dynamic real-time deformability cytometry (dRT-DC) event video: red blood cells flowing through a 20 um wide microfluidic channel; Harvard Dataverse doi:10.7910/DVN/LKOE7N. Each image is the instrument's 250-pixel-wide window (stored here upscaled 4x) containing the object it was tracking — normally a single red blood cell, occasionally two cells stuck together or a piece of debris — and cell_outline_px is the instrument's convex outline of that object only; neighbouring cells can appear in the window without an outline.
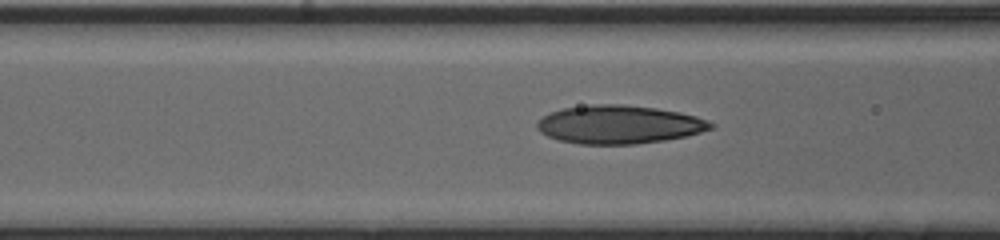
{"species": "human", "species_latin": "Homo sapiens", "temperature_condition": "cold", "stored_images_in_passage": 8, "camera_frame_rate_fps": 3000, "um_per_image_px": 0.085, "donor": {"sex": "male"}, "frame": {"image": 1, "passage_image": 5, "time_ms": 1.333, "image_size_px": [1000, 240], "cell_outline_px": [[716, 124], [712, 128], [700, 132], [684, 136], [664, 140], [636, 144], [580, 144], [560, 140], [548, 136], [540, 132], [536, 128], [536, 124], [544, 116], [560, 108], [592, 104], [624, 104], [656, 108], [680, 112], [696, 116], [708, 120]], "centroid_in_image_um": [52.62, 10.57], "position_along_channel_um": 114.0, "area_um2": 38.84}}